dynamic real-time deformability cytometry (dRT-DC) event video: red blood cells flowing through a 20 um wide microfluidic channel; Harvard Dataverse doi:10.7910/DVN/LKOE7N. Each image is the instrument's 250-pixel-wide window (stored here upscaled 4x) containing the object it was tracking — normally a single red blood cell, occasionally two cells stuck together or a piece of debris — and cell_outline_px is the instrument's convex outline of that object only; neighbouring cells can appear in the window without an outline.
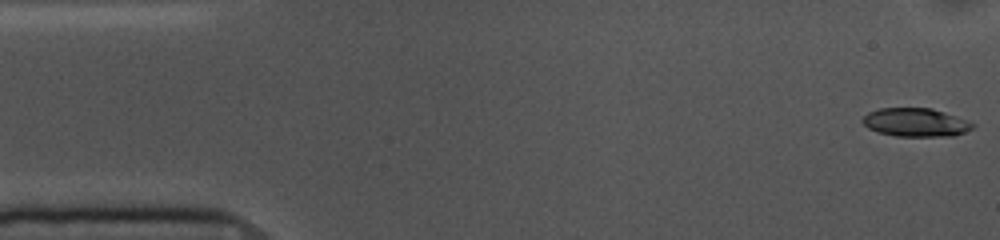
{"species": "common noctule bat (a hibernating species)", "species_latin": "Nyctalus noctula", "temperature_condition": "cold", "stored_images_in_passage": 54, "camera_frame_rate_fps": 3000, "um_per_image_px": 0.085, "animal": {"sex": "female", "body_mass_g": 10.0, "forearm_length_mm": 53.1}, "frame": {"image": 1, "passage_image": 1, "time_ms": 0.0, "image_size_px": [1000, 240], "cell_outline_px": [[976, 124], [972, 128], [956, 136], [896, 136], [880, 132], [868, 128], [860, 120], [868, 112], [880, 108], [932, 108], [956, 116]], "centroid_in_image_um": [77.83, 10.4], "position_along_channel_um": 7.2, "area_um2": 18.21}}
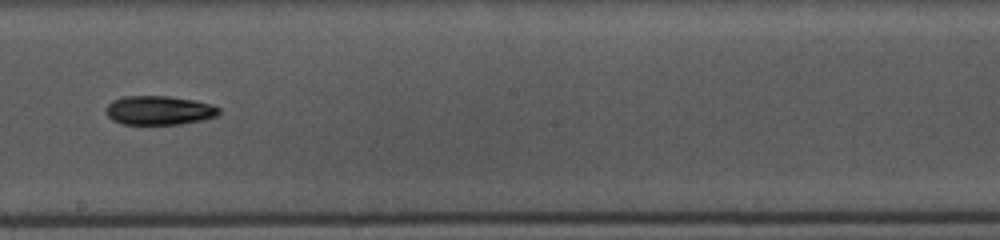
{"frame": {"image": 2, "passage_image": 29, "time_ms": 9.333, "image_size_px": [1000, 240], "cell_outline_px": [[220, 112], [216, 116], [204, 120], [180, 124], [120, 124], [112, 120], [104, 112], [108, 104], [112, 100], [124, 96], [168, 96], [196, 100], [212, 104], [220, 108]], "centroid_in_image_um": [13.52, 9.38], "position_along_channel_um": 234.7, "area_um2": 19.36}}
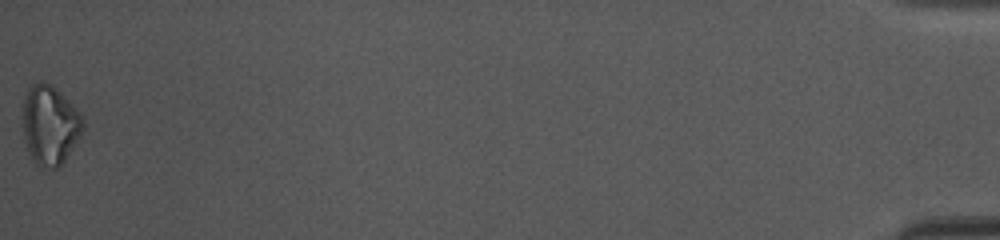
{"frame": {"image": 3, "passage_image": 54, "time_ms": 17.667, "image_size_px": [1000, 240], "cell_outline_px": [[84, 128], [80, 136], [64, 160], [56, 168], [52, 168], [36, 164], [28, 152], [24, 140], [20, 116], [24, 96], [28, 88], [32, 84], [40, 80], [52, 84], [72, 104], [84, 120]], "centroid_in_image_um": [4.19, 10.58], "position_along_channel_um": 431.0, "area_um2": 28.15}, "authors_computed_cell_mechanics": {"area_um2": 19.0451, "velocity_mm_per_s": 3.6266, "shape_relaxation_time_tau1_ms": 4.0829, "shape_relaxation_time_tau2_ms": null, "deformation_change_tau1": 0.115, "deformation_change_tau2": null}}